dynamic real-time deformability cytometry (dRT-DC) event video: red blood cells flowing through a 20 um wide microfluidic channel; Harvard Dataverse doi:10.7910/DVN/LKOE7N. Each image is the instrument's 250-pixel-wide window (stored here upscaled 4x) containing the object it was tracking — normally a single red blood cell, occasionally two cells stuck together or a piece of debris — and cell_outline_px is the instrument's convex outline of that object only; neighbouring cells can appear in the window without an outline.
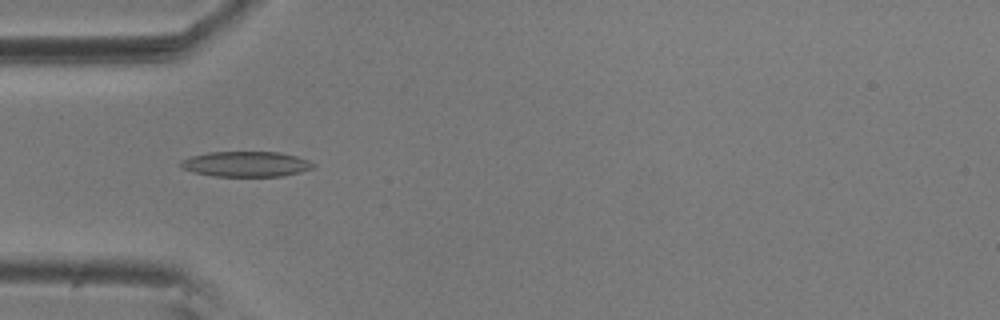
{"species": "common noctule bat (a hibernating species)", "species_latin": "Nyctalus noctula", "temperature_condition": "room temperature", "stored_images_in_passage": 19, "camera_frame_rate_fps": 3000, "um_per_image_px": 0.085, "animal": {"sex": "male", "body_mass_g": 20.5, "forearm_length_mm": 52.5}, "frame": {"image": 1, "passage_image": 3, "time_ms": 0.667, "image_size_px": [1000, 320], "cell_outline_px": [[312, 168], [300, 172], [284, 176], [212, 176], [196, 172], [184, 168], [180, 164], [180, 160], [192, 156], [208, 152], [280, 152], [296, 156], [308, 160], [312, 164]], "centroid_in_image_um": [20.91, 13.94], "position_along_channel_um": 64.1, "area_um2": 19.31}}
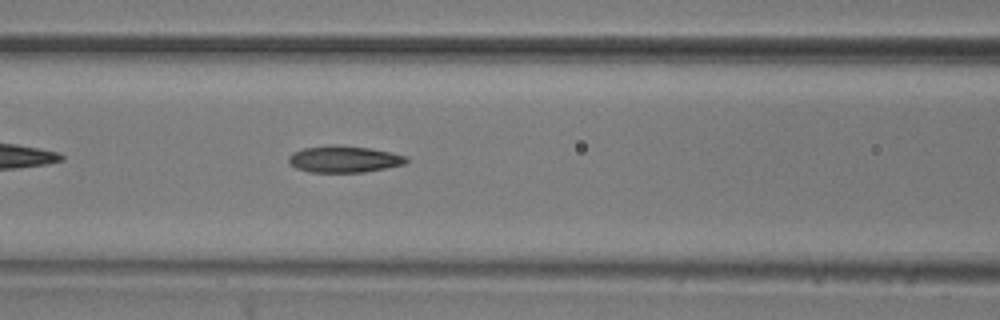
{"frame": {"image": 2, "passage_image": 9, "time_ms": 2.667, "image_size_px": [1000, 320], "cell_outline_px": [[408, 160], [404, 164], [364, 172], [308, 172], [296, 168], [288, 164], [288, 156], [292, 152], [304, 148], [324, 144], [336, 144], [368, 148], [392, 152], [408, 156]], "centroid_in_image_um": [29.2, 13.51], "position_along_channel_um": 137.4, "area_um2": 18.55}}
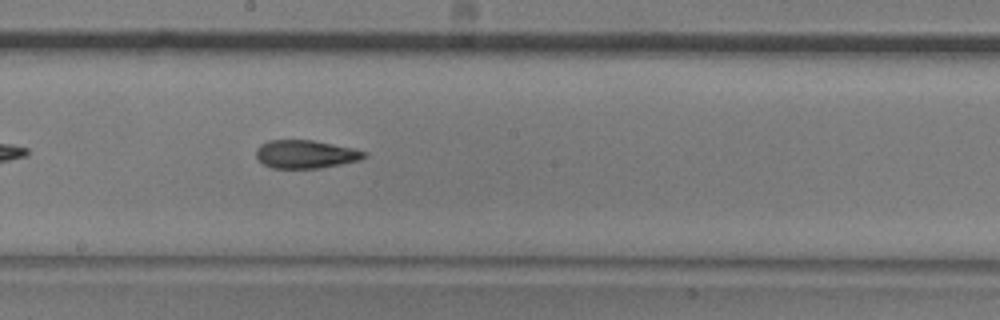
{"frame": {"image": 3, "passage_image": 16, "time_ms": 5.0, "image_size_px": [1000, 320], "cell_outline_px": [[368, 156], [360, 160], [320, 168], [272, 168], [264, 164], [256, 156], [256, 148], [260, 144], [268, 140], [312, 140], [352, 148], [364, 152]], "centroid_in_image_um": [25.95, 13.1], "position_along_channel_um": 222.3, "area_um2": 17.63}}